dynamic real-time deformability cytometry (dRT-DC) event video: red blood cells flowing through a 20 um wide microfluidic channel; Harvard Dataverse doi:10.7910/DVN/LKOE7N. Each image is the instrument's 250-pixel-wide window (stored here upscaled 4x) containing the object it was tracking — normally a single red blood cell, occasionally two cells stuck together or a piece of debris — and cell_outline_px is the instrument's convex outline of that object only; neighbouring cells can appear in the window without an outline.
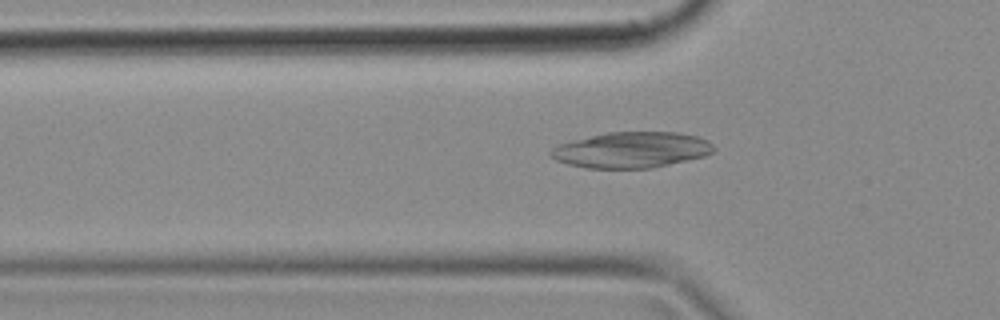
{"species": "common noctule bat (a hibernating species)", "species_latin": "Nyctalus noctula", "temperature_condition": "cold", "stored_images_in_passage": 48, "camera_frame_rate_fps": 3000, "um_per_image_px": 0.085, "animal": {"sex": "female", "body_mass_g": 18.4}, "frame": {"image": 1, "passage_image": 15, "time_ms": 4.667, "image_size_px": [1000, 320], "cell_outline_px": [[716, 148], [712, 152], [704, 156], [688, 160], [652, 168], [584, 168], [568, 164], [556, 160], [548, 152], [552, 148], [560, 144], [608, 132], [680, 132], [700, 136], [708, 140]], "centroid_in_image_um": [53.73, 12.74], "position_along_channel_um": 72.1, "area_um2": 33.99}}
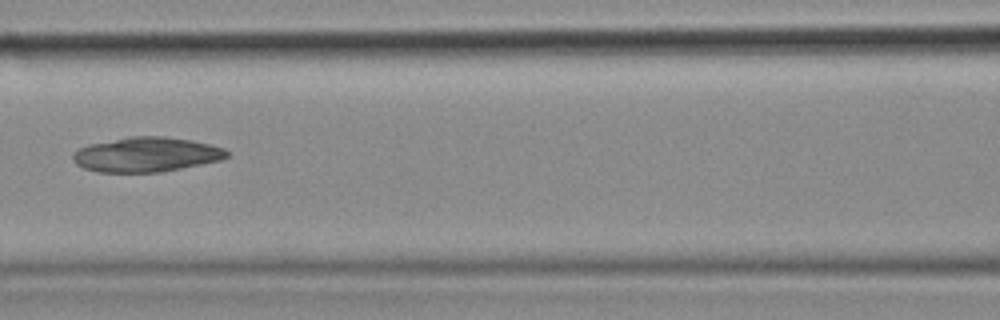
{"frame": {"image": 2, "passage_image": 21, "time_ms": 6.667, "image_size_px": [1000, 320], "cell_outline_px": [[228, 156], [220, 160], [160, 172], [96, 172], [84, 168], [76, 164], [72, 160], [72, 156], [80, 148], [88, 144], [128, 136], [164, 136], [192, 140], [224, 148], [228, 152]], "centroid_in_image_um": [12.41, 13.13], "position_along_channel_um": 154.2, "area_um2": 31.04}}
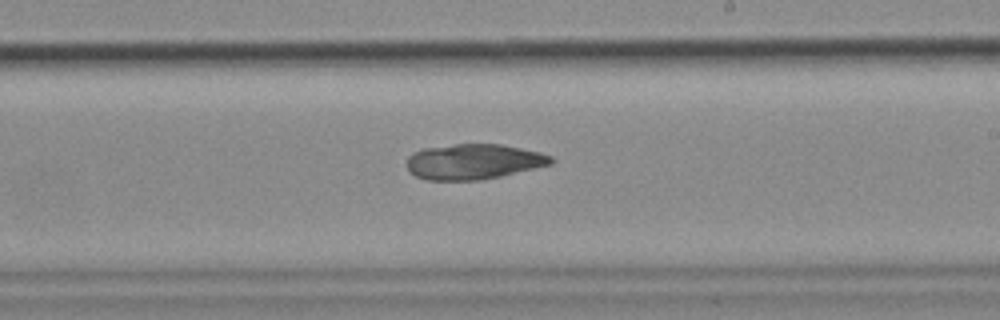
{"frame": {"image": 3, "passage_image": 28, "time_ms": 9.0, "image_size_px": [1000, 320], "cell_outline_px": [[556, 160], [552, 164], [500, 176], [480, 180], [428, 180], [416, 176], [408, 172], [404, 164], [408, 156], [412, 152], [424, 148], [456, 144], [500, 144], [540, 152], [552, 156]], "centroid_in_image_um": [40.21, 13.74], "position_along_channel_um": 248.8, "area_um2": 29.94}}